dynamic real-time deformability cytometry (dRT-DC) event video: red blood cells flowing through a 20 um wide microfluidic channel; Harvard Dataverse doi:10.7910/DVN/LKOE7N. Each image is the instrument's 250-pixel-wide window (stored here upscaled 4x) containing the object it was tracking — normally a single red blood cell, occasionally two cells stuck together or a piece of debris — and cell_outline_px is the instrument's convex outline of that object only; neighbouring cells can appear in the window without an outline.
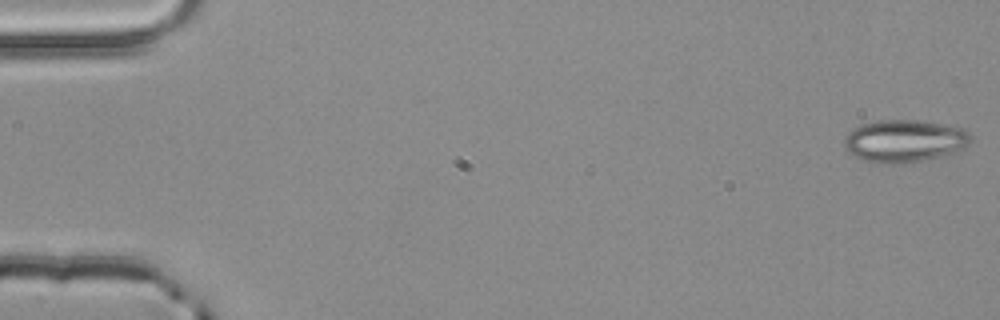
{"species": "common noctule bat (a hibernating species)", "species_latin": "Nyctalus noctula", "temperature_condition": "room temperature", "stored_images_in_passage": 3, "camera_frame_rate_fps": 3000, "um_per_image_px": 0.085, "animal": {"sex": "male", "body_mass_g": 20.4}, "frame": {"image": 1, "passage_image": 3, "time_ms": 0.667, "image_size_px": [1000, 320], "cell_outline_px": [[972, 140], [964, 148], [948, 156], [912, 164], [876, 164], [864, 160], [848, 152], [844, 148], [844, 136], [852, 128], [860, 124], [880, 120], [916, 120], [944, 124], [964, 128], [972, 136]], "centroid_in_image_um": [76.9, 12.01], "position_along_channel_um": 8.1, "area_um2": 32.31}}